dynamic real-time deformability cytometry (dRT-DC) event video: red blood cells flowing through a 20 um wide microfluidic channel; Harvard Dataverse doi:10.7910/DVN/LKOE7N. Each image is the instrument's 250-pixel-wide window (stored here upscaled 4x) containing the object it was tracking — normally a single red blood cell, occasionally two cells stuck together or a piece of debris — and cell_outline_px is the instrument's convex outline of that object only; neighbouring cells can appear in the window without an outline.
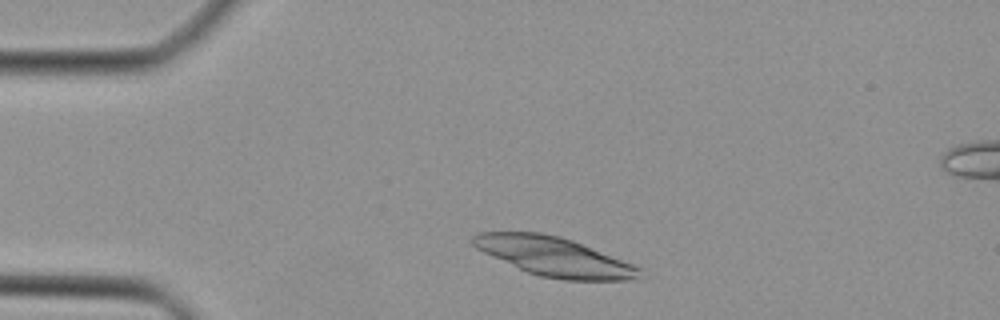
{"species": "Egyptian fruit bat (a non-hibernating species)", "species_latin": "Rousettus aegyptiacus", "temperature_condition": "cold", "stored_images_in_passage": 24, "camera_frame_rate_fps": 3000, "um_per_image_px": 0.085, "animal": {"sex": "female"}, "frame": {"image": 1, "passage_image": 4, "time_ms": 1.0, "image_size_px": [1000, 320], "cell_outline_px": [[644, 280], [564, 280], [540, 276], [528, 272], [492, 256], [476, 248], [472, 244], [472, 236], [480, 232], [540, 232], [560, 236], [572, 240], [644, 268]], "centroid_in_image_um": [47.2, 21.83], "position_along_channel_um": 37.8, "area_um2": 38.03}}